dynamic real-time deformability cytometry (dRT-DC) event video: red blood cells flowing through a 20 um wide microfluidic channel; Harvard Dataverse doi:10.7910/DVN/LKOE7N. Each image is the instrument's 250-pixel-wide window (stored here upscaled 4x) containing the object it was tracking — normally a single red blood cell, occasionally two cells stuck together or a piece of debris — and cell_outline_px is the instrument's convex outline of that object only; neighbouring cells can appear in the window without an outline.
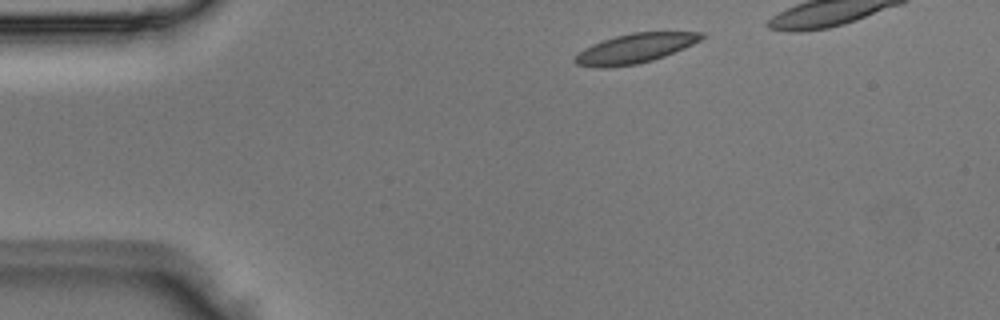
{"species": "Egyptian fruit bat (a non-hibernating species)", "species_latin": "Rousettus aegyptiacus", "temperature_condition": "room temperature", "stored_images_in_passage": 3, "camera_frame_rate_fps": 3000, "um_per_image_px": 0.085, "animal": {"sex": "male"}, "frame": {"image": 1, "passage_image": 1, "time_ms": 0.0, "image_size_px": [1000, 320], "cell_outline_px": [[704, 36], [700, 40], [684, 48], [664, 56], [652, 60], [636, 64], [604, 68], [600, 68], [576, 64], [572, 60], [584, 48], [592, 44], [616, 36], [632, 32], [704, 32]], "centroid_in_image_um": [53.96, 4.11], "position_along_channel_um": 31.0, "area_um2": 21.5}}